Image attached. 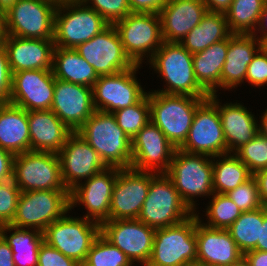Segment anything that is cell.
<instances>
[{"mask_svg":"<svg viewBox=\"0 0 267 266\" xmlns=\"http://www.w3.org/2000/svg\"><path fill=\"white\" fill-rule=\"evenodd\" d=\"M140 66L136 64L126 71L99 76L92 86L95 110L113 113L140 101L148 93L136 78Z\"/></svg>","mask_w":267,"mask_h":266,"instance_id":"5bb4252c","label":"cell"},{"mask_svg":"<svg viewBox=\"0 0 267 266\" xmlns=\"http://www.w3.org/2000/svg\"><path fill=\"white\" fill-rule=\"evenodd\" d=\"M212 164L213 190L217 194H226L253 177L249 168L234 153L213 156Z\"/></svg>","mask_w":267,"mask_h":266,"instance_id":"836d02e7","label":"cell"},{"mask_svg":"<svg viewBox=\"0 0 267 266\" xmlns=\"http://www.w3.org/2000/svg\"><path fill=\"white\" fill-rule=\"evenodd\" d=\"M13 181L21 192L68 191L61 176L58 154L28 151L14 156Z\"/></svg>","mask_w":267,"mask_h":266,"instance_id":"30bf717a","label":"cell"},{"mask_svg":"<svg viewBox=\"0 0 267 266\" xmlns=\"http://www.w3.org/2000/svg\"><path fill=\"white\" fill-rule=\"evenodd\" d=\"M245 107L237 101L222 105L218 99V113L226 141L227 153H234L259 133V122L256 116Z\"/></svg>","mask_w":267,"mask_h":266,"instance_id":"83f0119b","label":"cell"},{"mask_svg":"<svg viewBox=\"0 0 267 266\" xmlns=\"http://www.w3.org/2000/svg\"><path fill=\"white\" fill-rule=\"evenodd\" d=\"M267 0H233L225 12L231 34H254Z\"/></svg>","mask_w":267,"mask_h":266,"instance_id":"e575fe53","label":"cell"},{"mask_svg":"<svg viewBox=\"0 0 267 266\" xmlns=\"http://www.w3.org/2000/svg\"><path fill=\"white\" fill-rule=\"evenodd\" d=\"M54 40L7 35L5 49L11 73L24 70H52Z\"/></svg>","mask_w":267,"mask_h":266,"instance_id":"d4e9b609","label":"cell"},{"mask_svg":"<svg viewBox=\"0 0 267 266\" xmlns=\"http://www.w3.org/2000/svg\"><path fill=\"white\" fill-rule=\"evenodd\" d=\"M81 266H134L118 247L101 234L95 239Z\"/></svg>","mask_w":267,"mask_h":266,"instance_id":"74e56055","label":"cell"},{"mask_svg":"<svg viewBox=\"0 0 267 266\" xmlns=\"http://www.w3.org/2000/svg\"><path fill=\"white\" fill-rule=\"evenodd\" d=\"M0 266H15L13 251L0 235Z\"/></svg>","mask_w":267,"mask_h":266,"instance_id":"f907efd6","label":"cell"},{"mask_svg":"<svg viewBox=\"0 0 267 266\" xmlns=\"http://www.w3.org/2000/svg\"><path fill=\"white\" fill-rule=\"evenodd\" d=\"M52 72L56 79L91 88L99 77L94 68L73 48L54 47Z\"/></svg>","mask_w":267,"mask_h":266,"instance_id":"4dcf8cb0","label":"cell"},{"mask_svg":"<svg viewBox=\"0 0 267 266\" xmlns=\"http://www.w3.org/2000/svg\"><path fill=\"white\" fill-rule=\"evenodd\" d=\"M232 1L233 0H202L208 11L221 13H225L229 9Z\"/></svg>","mask_w":267,"mask_h":266,"instance_id":"db71d44e","label":"cell"},{"mask_svg":"<svg viewBox=\"0 0 267 266\" xmlns=\"http://www.w3.org/2000/svg\"><path fill=\"white\" fill-rule=\"evenodd\" d=\"M196 213L181 223L156 229L146 266H186L196 263Z\"/></svg>","mask_w":267,"mask_h":266,"instance_id":"52a82bcc","label":"cell"},{"mask_svg":"<svg viewBox=\"0 0 267 266\" xmlns=\"http://www.w3.org/2000/svg\"><path fill=\"white\" fill-rule=\"evenodd\" d=\"M67 213L43 231L44 241L65 256L82 265L95 239L100 235V224L85 217Z\"/></svg>","mask_w":267,"mask_h":266,"instance_id":"8fae6325","label":"cell"},{"mask_svg":"<svg viewBox=\"0 0 267 266\" xmlns=\"http://www.w3.org/2000/svg\"><path fill=\"white\" fill-rule=\"evenodd\" d=\"M175 150L163 132L150 121L132 139L131 168L165 174Z\"/></svg>","mask_w":267,"mask_h":266,"instance_id":"ac0fdd59","label":"cell"},{"mask_svg":"<svg viewBox=\"0 0 267 266\" xmlns=\"http://www.w3.org/2000/svg\"><path fill=\"white\" fill-rule=\"evenodd\" d=\"M14 154L0 148V183L13 179Z\"/></svg>","mask_w":267,"mask_h":266,"instance_id":"c3c4849f","label":"cell"},{"mask_svg":"<svg viewBox=\"0 0 267 266\" xmlns=\"http://www.w3.org/2000/svg\"><path fill=\"white\" fill-rule=\"evenodd\" d=\"M226 195L242 212L254 211L263 207L259 196L257 181L254 177L229 191Z\"/></svg>","mask_w":267,"mask_h":266,"instance_id":"60d3db41","label":"cell"},{"mask_svg":"<svg viewBox=\"0 0 267 266\" xmlns=\"http://www.w3.org/2000/svg\"><path fill=\"white\" fill-rule=\"evenodd\" d=\"M267 1L264 5V8H263V11L260 15V19H259V23L257 25V28L254 32V36H258L256 37L263 45H266L267 44ZM257 31V32H256ZM260 34V37L258 33Z\"/></svg>","mask_w":267,"mask_h":266,"instance_id":"816d5d0a","label":"cell"},{"mask_svg":"<svg viewBox=\"0 0 267 266\" xmlns=\"http://www.w3.org/2000/svg\"><path fill=\"white\" fill-rule=\"evenodd\" d=\"M18 0H0V13L4 15Z\"/></svg>","mask_w":267,"mask_h":266,"instance_id":"680465c9","label":"cell"},{"mask_svg":"<svg viewBox=\"0 0 267 266\" xmlns=\"http://www.w3.org/2000/svg\"><path fill=\"white\" fill-rule=\"evenodd\" d=\"M199 214L196 213V262L206 266H224L239 260L244 254L237 247L230 232L227 229L204 225Z\"/></svg>","mask_w":267,"mask_h":266,"instance_id":"603a6c76","label":"cell"},{"mask_svg":"<svg viewBox=\"0 0 267 266\" xmlns=\"http://www.w3.org/2000/svg\"><path fill=\"white\" fill-rule=\"evenodd\" d=\"M151 91L148 92L150 121L177 149L185 142L195 111L206 98Z\"/></svg>","mask_w":267,"mask_h":266,"instance_id":"277c9868","label":"cell"},{"mask_svg":"<svg viewBox=\"0 0 267 266\" xmlns=\"http://www.w3.org/2000/svg\"><path fill=\"white\" fill-rule=\"evenodd\" d=\"M234 154L254 175L267 168V139L258 133L248 143L242 145Z\"/></svg>","mask_w":267,"mask_h":266,"instance_id":"ab89813d","label":"cell"},{"mask_svg":"<svg viewBox=\"0 0 267 266\" xmlns=\"http://www.w3.org/2000/svg\"><path fill=\"white\" fill-rule=\"evenodd\" d=\"M260 123L258 124L259 127V133L267 139V108L263 112V115L261 113V116L259 117Z\"/></svg>","mask_w":267,"mask_h":266,"instance_id":"9f6ffc18","label":"cell"},{"mask_svg":"<svg viewBox=\"0 0 267 266\" xmlns=\"http://www.w3.org/2000/svg\"><path fill=\"white\" fill-rule=\"evenodd\" d=\"M7 36L4 18H0V50L5 47V38Z\"/></svg>","mask_w":267,"mask_h":266,"instance_id":"6f0895ef","label":"cell"},{"mask_svg":"<svg viewBox=\"0 0 267 266\" xmlns=\"http://www.w3.org/2000/svg\"><path fill=\"white\" fill-rule=\"evenodd\" d=\"M99 13L109 24L125 18L131 13L128 0H81Z\"/></svg>","mask_w":267,"mask_h":266,"instance_id":"b9f144b4","label":"cell"},{"mask_svg":"<svg viewBox=\"0 0 267 266\" xmlns=\"http://www.w3.org/2000/svg\"><path fill=\"white\" fill-rule=\"evenodd\" d=\"M12 90V73L9 67L8 55L5 47L0 50V103L10 101Z\"/></svg>","mask_w":267,"mask_h":266,"instance_id":"bcb514c9","label":"cell"},{"mask_svg":"<svg viewBox=\"0 0 267 266\" xmlns=\"http://www.w3.org/2000/svg\"><path fill=\"white\" fill-rule=\"evenodd\" d=\"M109 23L81 0L59 1L55 12L54 46L75 49Z\"/></svg>","mask_w":267,"mask_h":266,"instance_id":"5b68a950","label":"cell"},{"mask_svg":"<svg viewBox=\"0 0 267 266\" xmlns=\"http://www.w3.org/2000/svg\"><path fill=\"white\" fill-rule=\"evenodd\" d=\"M251 266H267V252L252 250L244 254Z\"/></svg>","mask_w":267,"mask_h":266,"instance_id":"f5cc1de1","label":"cell"},{"mask_svg":"<svg viewBox=\"0 0 267 266\" xmlns=\"http://www.w3.org/2000/svg\"><path fill=\"white\" fill-rule=\"evenodd\" d=\"M51 110L72 132H77L96 111L92 88L55 78Z\"/></svg>","mask_w":267,"mask_h":266,"instance_id":"7402d4cb","label":"cell"},{"mask_svg":"<svg viewBox=\"0 0 267 266\" xmlns=\"http://www.w3.org/2000/svg\"><path fill=\"white\" fill-rule=\"evenodd\" d=\"M253 177L257 181L261 203L267 207V168L256 172Z\"/></svg>","mask_w":267,"mask_h":266,"instance_id":"681fc988","label":"cell"},{"mask_svg":"<svg viewBox=\"0 0 267 266\" xmlns=\"http://www.w3.org/2000/svg\"><path fill=\"white\" fill-rule=\"evenodd\" d=\"M224 266H251L250 262L243 255L239 260Z\"/></svg>","mask_w":267,"mask_h":266,"instance_id":"91938a15","label":"cell"},{"mask_svg":"<svg viewBox=\"0 0 267 266\" xmlns=\"http://www.w3.org/2000/svg\"><path fill=\"white\" fill-rule=\"evenodd\" d=\"M193 214L165 174L150 172V186L139 221L159 229L181 223Z\"/></svg>","mask_w":267,"mask_h":266,"instance_id":"8992f818","label":"cell"},{"mask_svg":"<svg viewBox=\"0 0 267 266\" xmlns=\"http://www.w3.org/2000/svg\"><path fill=\"white\" fill-rule=\"evenodd\" d=\"M20 194L13 179L0 183V226L8 225L14 219Z\"/></svg>","mask_w":267,"mask_h":266,"instance_id":"7bdbcfd3","label":"cell"},{"mask_svg":"<svg viewBox=\"0 0 267 266\" xmlns=\"http://www.w3.org/2000/svg\"><path fill=\"white\" fill-rule=\"evenodd\" d=\"M165 175L193 213L198 212L197 201L193 199L195 196L209 197L214 193L211 156L188 153L177 148Z\"/></svg>","mask_w":267,"mask_h":266,"instance_id":"3957f363","label":"cell"},{"mask_svg":"<svg viewBox=\"0 0 267 266\" xmlns=\"http://www.w3.org/2000/svg\"><path fill=\"white\" fill-rule=\"evenodd\" d=\"M263 44L253 34H231L221 71V88L231 90L245 80L248 65Z\"/></svg>","mask_w":267,"mask_h":266,"instance_id":"4316f807","label":"cell"},{"mask_svg":"<svg viewBox=\"0 0 267 266\" xmlns=\"http://www.w3.org/2000/svg\"><path fill=\"white\" fill-rule=\"evenodd\" d=\"M231 35L225 13L207 11L201 22L180 42L190 53L201 52Z\"/></svg>","mask_w":267,"mask_h":266,"instance_id":"1f68e13d","label":"cell"},{"mask_svg":"<svg viewBox=\"0 0 267 266\" xmlns=\"http://www.w3.org/2000/svg\"><path fill=\"white\" fill-rule=\"evenodd\" d=\"M61 176L68 191L107 166L99 154L77 133L72 132L58 153Z\"/></svg>","mask_w":267,"mask_h":266,"instance_id":"ffe728a7","label":"cell"},{"mask_svg":"<svg viewBox=\"0 0 267 266\" xmlns=\"http://www.w3.org/2000/svg\"><path fill=\"white\" fill-rule=\"evenodd\" d=\"M217 96L210 94L197 107L187 138L178 149L211 157L227 154Z\"/></svg>","mask_w":267,"mask_h":266,"instance_id":"4fadbf2b","label":"cell"},{"mask_svg":"<svg viewBox=\"0 0 267 266\" xmlns=\"http://www.w3.org/2000/svg\"><path fill=\"white\" fill-rule=\"evenodd\" d=\"M245 81L254 87L267 85V47L265 45L253 56L247 68Z\"/></svg>","mask_w":267,"mask_h":266,"instance_id":"ee69618b","label":"cell"},{"mask_svg":"<svg viewBox=\"0 0 267 266\" xmlns=\"http://www.w3.org/2000/svg\"><path fill=\"white\" fill-rule=\"evenodd\" d=\"M207 11L202 0H167L159 13L163 41L180 43Z\"/></svg>","mask_w":267,"mask_h":266,"instance_id":"cb8c5ba5","label":"cell"},{"mask_svg":"<svg viewBox=\"0 0 267 266\" xmlns=\"http://www.w3.org/2000/svg\"><path fill=\"white\" fill-rule=\"evenodd\" d=\"M11 231L13 232L10 233ZM8 232L10 235H7ZM0 235L13 251L15 266L38 265V250L44 241L42 232L8 224L0 226Z\"/></svg>","mask_w":267,"mask_h":266,"instance_id":"d6a6232c","label":"cell"},{"mask_svg":"<svg viewBox=\"0 0 267 266\" xmlns=\"http://www.w3.org/2000/svg\"><path fill=\"white\" fill-rule=\"evenodd\" d=\"M264 221V206L242 214L227 229L240 251L245 254L255 249L260 240V224Z\"/></svg>","mask_w":267,"mask_h":266,"instance_id":"d590c367","label":"cell"},{"mask_svg":"<svg viewBox=\"0 0 267 266\" xmlns=\"http://www.w3.org/2000/svg\"><path fill=\"white\" fill-rule=\"evenodd\" d=\"M167 0H128L131 13L159 14Z\"/></svg>","mask_w":267,"mask_h":266,"instance_id":"7dc6e473","label":"cell"},{"mask_svg":"<svg viewBox=\"0 0 267 266\" xmlns=\"http://www.w3.org/2000/svg\"><path fill=\"white\" fill-rule=\"evenodd\" d=\"M0 148L14 155L30 151L28 113L11 103L0 105Z\"/></svg>","mask_w":267,"mask_h":266,"instance_id":"f1b7e54d","label":"cell"},{"mask_svg":"<svg viewBox=\"0 0 267 266\" xmlns=\"http://www.w3.org/2000/svg\"><path fill=\"white\" fill-rule=\"evenodd\" d=\"M120 169L106 167L70 190V210L83 204L87 214L82 217L100 225L110 220L112 190Z\"/></svg>","mask_w":267,"mask_h":266,"instance_id":"2e32d148","label":"cell"},{"mask_svg":"<svg viewBox=\"0 0 267 266\" xmlns=\"http://www.w3.org/2000/svg\"><path fill=\"white\" fill-rule=\"evenodd\" d=\"M57 0H18L3 15L7 35L54 40Z\"/></svg>","mask_w":267,"mask_h":266,"instance_id":"9c48e42d","label":"cell"},{"mask_svg":"<svg viewBox=\"0 0 267 266\" xmlns=\"http://www.w3.org/2000/svg\"><path fill=\"white\" fill-rule=\"evenodd\" d=\"M148 60L149 65H151L149 67H152L166 83L164 89L154 91L165 94L189 95L197 98H208L210 96L195 77L193 54L180 43L163 42Z\"/></svg>","mask_w":267,"mask_h":266,"instance_id":"6da1fadb","label":"cell"},{"mask_svg":"<svg viewBox=\"0 0 267 266\" xmlns=\"http://www.w3.org/2000/svg\"><path fill=\"white\" fill-rule=\"evenodd\" d=\"M30 151L58 154L72 131L52 110L27 111Z\"/></svg>","mask_w":267,"mask_h":266,"instance_id":"484cf974","label":"cell"},{"mask_svg":"<svg viewBox=\"0 0 267 266\" xmlns=\"http://www.w3.org/2000/svg\"><path fill=\"white\" fill-rule=\"evenodd\" d=\"M254 250L267 252V207L264 206V221L260 224V240Z\"/></svg>","mask_w":267,"mask_h":266,"instance_id":"11a10c76","label":"cell"},{"mask_svg":"<svg viewBox=\"0 0 267 266\" xmlns=\"http://www.w3.org/2000/svg\"><path fill=\"white\" fill-rule=\"evenodd\" d=\"M211 198L204 215L208 220L203 224L211 228L228 229L242 211L226 194L213 193Z\"/></svg>","mask_w":267,"mask_h":266,"instance_id":"8d00e7d4","label":"cell"},{"mask_svg":"<svg viewBox=\"0 0 267 266\" xmlns=\"http://www.w3.org/2000/svg\"><path fill=\"white\" fill-rule=\"evenodd\" d=\"M156 229L138 219L108 220L100 225V234L126 254L132 264L146 266L153 250Z\"/></svg>","mask_w":267,"mask_h":266,"instance_id":"e0dca14e","label":"cell"},{"mask_svg":"<svg viewBox=\"0 0 267 266\" xmlns=\"http://www.w3.org/2000/svg\"><path fill=\"white\" fill-rule=\"evenodd\" d=\"M75 50L94 68L98 76L126 71L136 65L125 53L113 24L78 45Z\"/></svg>","mask_w":267,"mask_h":266,"instance_id":"9a60e30c","label":"cell"},{"mask_svg":"<svg viewBox=\"0 0 267 266\" xmlns=\"http://www.w3.org/2000/svg\"><path fill=\"white\" fill-rule=\"evenodd\" d=\"M186 266H206V265H203V264H200V263H190V264H187Z\"/></svg>","mask_w":267,"mask_h":266,"instance_id":"94428289","label":"cell"},{"mask_svg":"<svg viewBox=\"0 0 267 266\" xmlns=\"http://www.w3.org/2000/svg\"><path fill=\"white\" fill-rule=\"evenodd\" d=\"M118 126L132 140L133 137L150 122L148 93L136 104L112 113Z\"/></svg>","mask_w":267,"mask_h":266,"instance_id":"f35d334b","label":"cell"},{"mask_svg":"<svg viewBox=\"0 0 267 266\" xmlns=\"http://www.w3.org/2000/svg\"><path fill=\"white\" fill-rule=\"evenodd\" d=\"M228 46L229 37L193 54L195 77L209 94H217V88L221 89V71L226 60Z\"/></svg>","mask_w":267,"mask_h":266,"instance_id":"f546056e","label":"cell"},{"mask_svg":"<svg viewBox=\"0 0 267 266\" xmlns=\"http://www.w3.org/2000/svg\"><path fill=\"white\" fill-rule=\"evenodd\" d=\"M37 266H81L74 259L62 254L54 247L48 245L45 241L38 250Z\"/></svg>","mask_w":267,"mask_h":266,"instance_id":"f6af8a7d","label":"cell"},{"mask_svg":"<svg viewBox=\"0 0 267 266\" xmlns=\"http://www.w3.org/2000/svg\"><path fill=\"white\" fill-rule=\"evenodd\" d=\"M69 191L35 190L21 192L10 225L43 233L48 225L70 213Z\"/></svg>","mask_w":267,"mask_h":266,"instance_id":"ba28073f","label":"cell"},{"mask_svg":"<svg viewBox=\"0 0 267 266\" xmlns=\"http://www.w3.org/2000/svg\"><path fill=\"white\" fill-rule=\"evenodd\" d=\"M77 133L99 154L107 167L130 168L132 140L112 113L95 111Z\"/></svg>","mask_w":267,"mask_h":266,"instance_id":"7a4b0ae2","label":"cell"},{"mask_svg":"<svg viewBox=\"0 0 267 266\" xmlns=\"http://www.w3.org/2000/svg\"><path fill=\"white\" fill-rule=\"evenodd\" d=\"M150 186V172L120 169L112 190L110 220L137 219Z\"/></svg>","mask_w":267,"mask_h":266,"instance_id":"d6986e66","label":"cell"},{"mask_svg":"<svg viewBox=\"0 0 267 266\" xmlns=\"http://www.w3.org/2000/svg\"><path fill=\"white\" fill-rule=\"evenodd\" d=\"M113 25L125 53L135 64L141 65L144 58L150 59L164 42L159 14L130 13Z\"/></svg>","mask_w":267,"mask_h":266,"instance_id":"7c38bea8","label":"cell"},{"mask_svg":"<svg viewBox=\"0 0 267 266\" xmlns=\"http://www.w3.org/2000/svg\"><path fill=\"white\" fill-rule=\"evenodd\" d=\"M54 85L52 70H24L12 73L9 103L26 111L51 110Z\"/></svg>","mask_w":267,"mask_h":266,"instance_id":"44dd1931","label":"cell"}]
</instances>
